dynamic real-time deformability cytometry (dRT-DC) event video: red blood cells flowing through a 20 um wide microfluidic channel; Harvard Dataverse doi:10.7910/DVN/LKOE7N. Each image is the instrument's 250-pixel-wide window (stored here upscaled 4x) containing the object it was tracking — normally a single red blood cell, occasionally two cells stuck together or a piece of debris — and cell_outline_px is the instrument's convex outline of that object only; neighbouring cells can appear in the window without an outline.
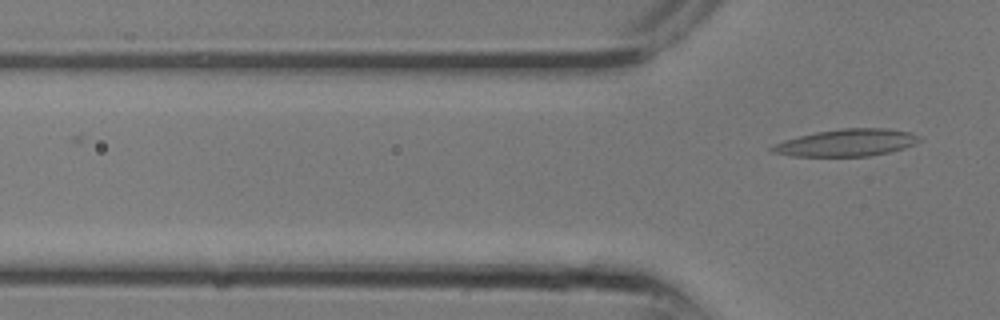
{"species": "common noctule bat (a hibernating species)", "species_latin": "Nyctalus noctula", "temperature_condition": "room temperature", "stored_images_in_passage": 7, "camera_frame_rate_fps": 3000, "um_per_image_px": 0.085, "animal": {"sex": "male", "body_mass_g": 13.3}, "frame": {"image": 1, "passage_image": 7, "time_ms": 2.0, "image_size_px": [1000, 320], "cell_outline_px": [[920, 140], [904, 148], [888, 152], [868, 156], [792, 156], [772, 152], [768, 148], [784, 140], [816, 132], [840, 128], [888, 128], [908, 132], [920, 136]], "centroid_in_image_um": [71.95, 12.12], "position_along_channel_um": 53.9, "area_um2": 23.06}}